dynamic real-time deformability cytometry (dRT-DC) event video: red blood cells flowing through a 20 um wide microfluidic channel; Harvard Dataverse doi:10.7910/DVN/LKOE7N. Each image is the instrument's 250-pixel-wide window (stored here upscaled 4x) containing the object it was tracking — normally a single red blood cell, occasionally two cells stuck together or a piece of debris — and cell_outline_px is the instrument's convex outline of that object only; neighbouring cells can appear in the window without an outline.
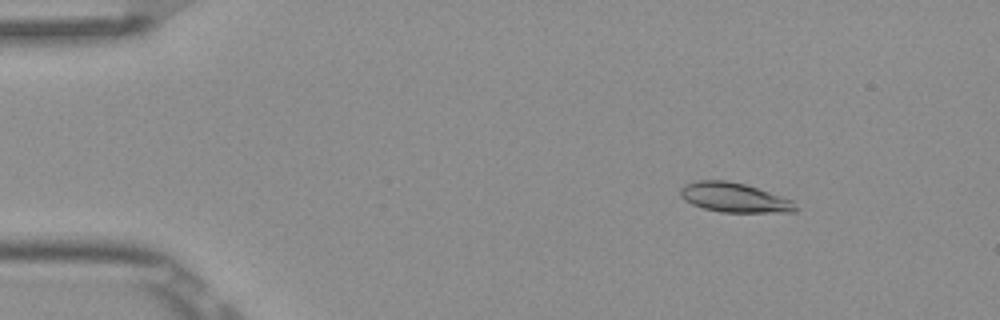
{"species": "Egyptian fruit bat (a non-hibernating species)", "species_latin": "Rousettus aegyptiacus", "temperature_condition": "room temperature", "stored_images_in_passage": 10, "camera_frame_rate_fps": 3000, "um_per_image_px": 0.085, "frame": {"image": 1, "passage_image": 3, "time_ms": 0.667, "image_size_px": [1000, 320], "cell_outline_px": [[800, 208], [796, 212], [720, 212], [704, 208], [692, 204], [684, 200], [680, 196], [680, 188], [684, 184], [696, 180], [724, 180], [744, 184], [792, 200]], "centroid_in_image_um": [62.4, 16.8], "position_along_channel_um": 22.6, "area_um2": 19.77}}
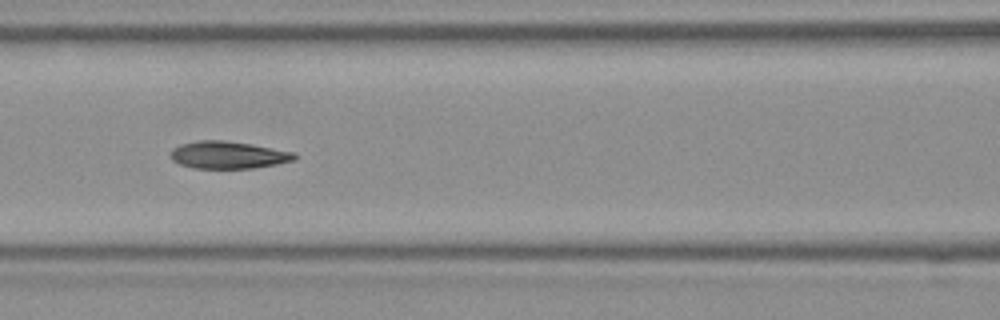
{"frame": {"image": 2, "passage_image": 7, "time_ms": 2.0, "image_size_px": [1000, 320], "cell_outline_px": [[296, 160], [276, 164], [252, 168], [192, 168], [180, 164], [172, 160], [168, 156], [168, 152], [172, 148], [180, 144], [200, 140], [224, 140], [296, 152]], "centroid_in_image_um": [19.34, 13.17], "position_along_channel_um": 147.3, "area_um2": 19.83}}
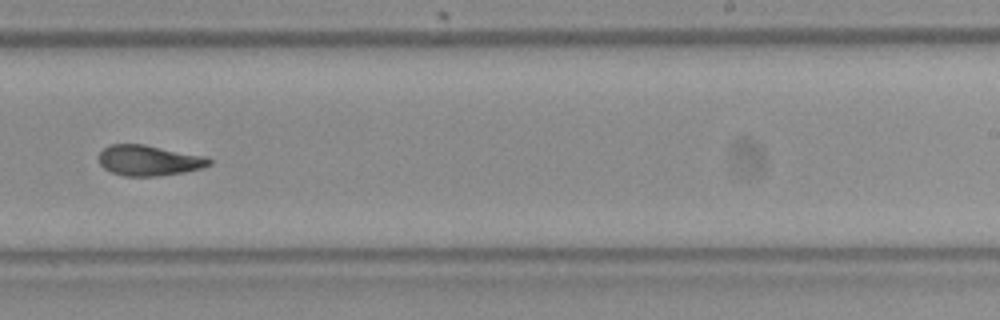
{"frame": {"image": 3, "passage_image": 10, "time_ms": 3.0, "image_size_px": [1000, 320], "cell_outline_px": [[212, 164], [200, 168], [184, 172], [156, 176], [124, 176], [112, 172], [104, 168], [100, 164], [100, 152], [104, 148], [112, 144], [144, 144], [208, 156], [212, 160]], "centroid_in_image_um": [12.7, 13.63], "position_along_channel_um": 276.3, "area_um2": 19.65}}